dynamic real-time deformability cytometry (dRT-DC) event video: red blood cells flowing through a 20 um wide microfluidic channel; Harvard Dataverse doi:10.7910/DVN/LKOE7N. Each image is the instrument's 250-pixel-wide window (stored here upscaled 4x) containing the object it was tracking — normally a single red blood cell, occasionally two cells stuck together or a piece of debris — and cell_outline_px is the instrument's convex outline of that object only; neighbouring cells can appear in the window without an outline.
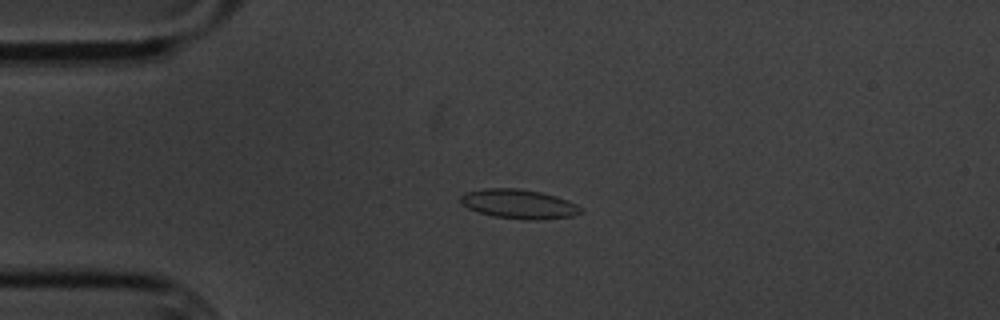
{"species": "common noctule bat (a hibernating species)", "species_latin": "Nyctalus noctula", "temperature_condition": "cold", "stored_images_in_passage": 4, "camera_frame_rate_fps": 3000, "um_per_image_px": 0.085, "animal": {"sex": "male", "body_mass_g": 20.1, "forearm_length_mm": 53.5}, "frame": {"image": 1, "passage_image": 4, "time_ms": 3.667, "image_size_px": [1000, 320], "cell_outline_px": [[584, 212], [572, 216], [540, 220], [536, 220], [492, 216], [468, 208], [460, 200], [460, 196], [464, 192], [484, 188], [520, 188], [540, 192], [556, 196], [568, 200], [584, 208]], "centroid_in_image_um": [44.14, 17.33], "position_along_channel_um": 40.9, "area_um2": 20.58}}